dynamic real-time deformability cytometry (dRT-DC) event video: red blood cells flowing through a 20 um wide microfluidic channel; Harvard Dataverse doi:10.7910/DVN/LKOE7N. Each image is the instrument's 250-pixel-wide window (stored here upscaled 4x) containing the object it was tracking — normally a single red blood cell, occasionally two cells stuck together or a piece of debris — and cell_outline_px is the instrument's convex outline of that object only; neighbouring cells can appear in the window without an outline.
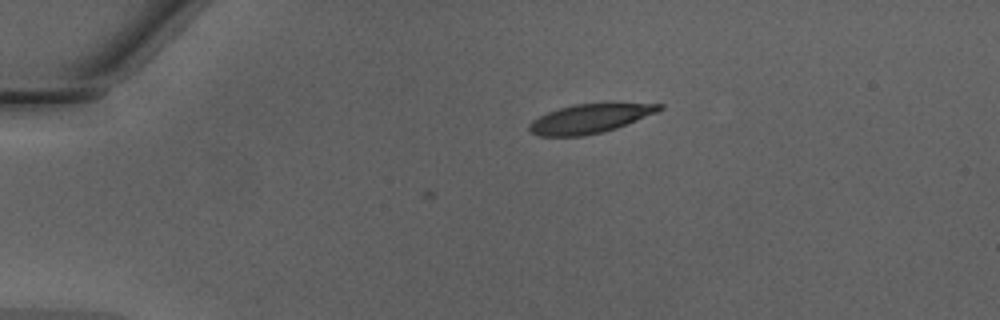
{"species": "Egyptian fruit bat (a non-hibernating species)", "species_latin": "Rousettus aegyptiacus", "temperature_condition": "warm", "stored_images_in_passage": 3, "camera_frame_rate_fps": 3000, "um_per_image_px": 0.085, "animal": {"sex": "male"}, "frame": {"image": 1, "passage_image": 1, "time_ms": 0.0, "image_size_px": [1000, 320], "cell_outline_px": [[664, 108], [656, 112], [616, 128], [584, 136], [540, 136], [532, 132], [528, 128], [528, 124], [532, 120], [548, 112], [560, 108], [576, 104], [664, 104]], "centroid_in_image_um": [50.09, 10.09], "position_along_channel_um": 34.9, "area_um2": 21.44}}